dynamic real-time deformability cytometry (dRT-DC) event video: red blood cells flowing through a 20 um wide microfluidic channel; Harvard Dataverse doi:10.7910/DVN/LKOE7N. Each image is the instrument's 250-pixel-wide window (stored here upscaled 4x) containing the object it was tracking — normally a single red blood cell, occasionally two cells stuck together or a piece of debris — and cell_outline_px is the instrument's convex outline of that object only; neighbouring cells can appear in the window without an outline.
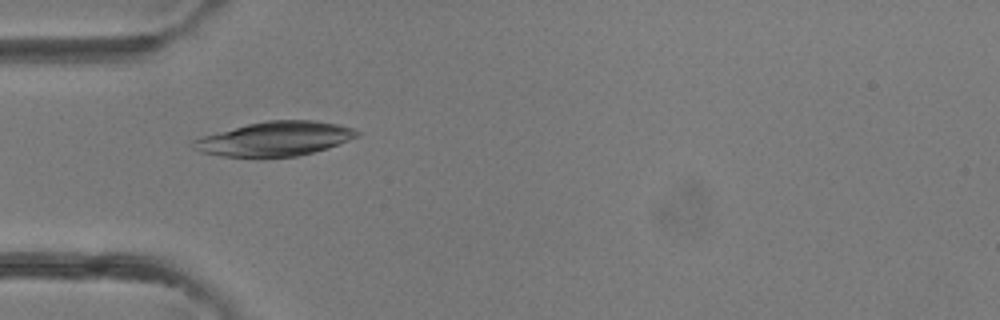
{"species": "common noctule bat (a hibernating species)", "species_latin": "Nyctalus noctula", "temperature_condition": "room temperature", "stored_images_in_passage": 32, "camera_frame_rate_fps": 3000, "um_per_image_px": 0.085, "animal": {"sex": "female"}, "frame": {"image": 1, "passage_image": 5, "time_ms": 1.333, "image_size_px": [1000, 320], "cell_outline_px": [[360, 136], [328, 148], [296, 156], [220, 156], [200, 152], [192, 148], [192, 140], [204, 136], [248, 124], [268, 120], [316, 120], [340, 124], [352, 128], [360, 132]], "centroid_in_image_um": [23.41, 11.78], "position_along_channel_um": 61.6, "area_um2": 32.43}}
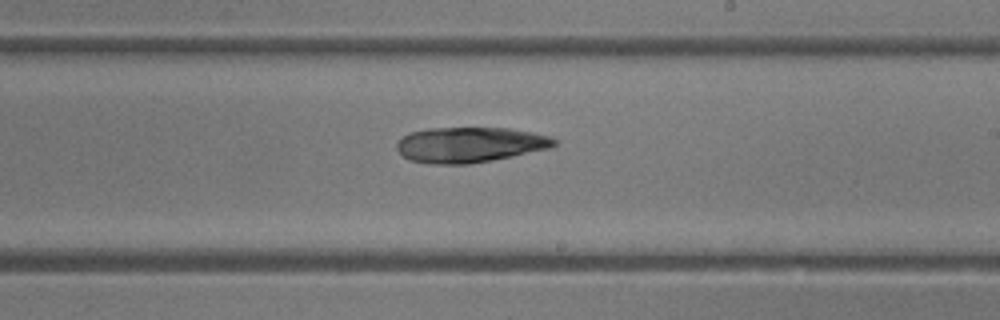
{"frame": {"image": 2, "passage_image": 16, "time_ms": 5.0, "image_size_px": [1000, 320], "cell_outline_px": [[556, 144], [552, 148], [492, 160], [468, 164], [428, 164], [412, 160], [404, 156], [396, 148], [396, 144], [408, 132], [428, 128], [508, 128], [532, 132], [552, 136], [556, 140]], "centroid_in_image_um": [39.96, 12.3], "position_along_channel_um": 249.0, "area_um2": 32.48}}
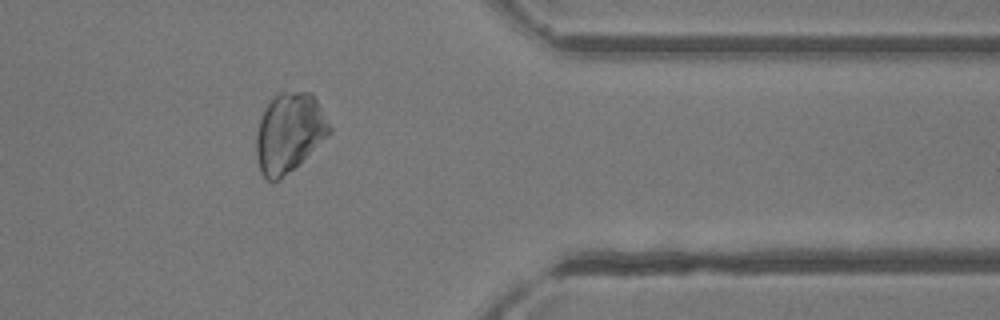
{"frame": {"image": 3, "passage_image": 25, "time_ms": 8.0, "image_size_px": [1000, 320], "cell_outline_px": [[332, 132], [292, 168], [272, 184], [260, 172], [256, 156], [256, 132], [260, 120], [268, 104], [280, 92], [308, 92], [316, 100], [332, 128]], "centroid_in_image_um": [24.56, 11.29], "position_along_channel_um": 386.8, "area_um2": 33.0}}